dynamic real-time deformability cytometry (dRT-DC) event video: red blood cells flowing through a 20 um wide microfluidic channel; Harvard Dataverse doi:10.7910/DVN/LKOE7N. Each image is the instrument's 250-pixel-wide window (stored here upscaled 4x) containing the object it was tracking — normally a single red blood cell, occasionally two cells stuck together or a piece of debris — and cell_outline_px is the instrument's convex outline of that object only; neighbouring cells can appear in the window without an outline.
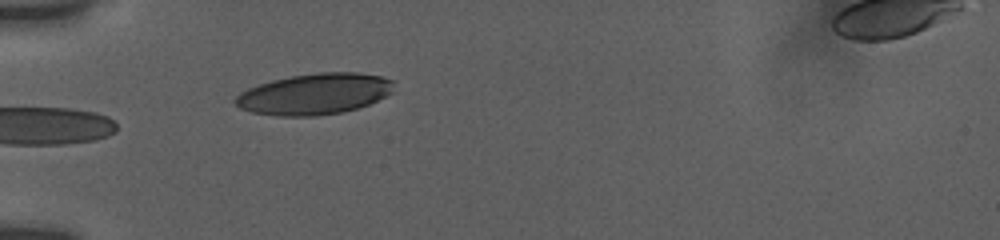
{"species": "human", "species_latin": "Homo sapiens", "temperature_condition": "room temperature", "stored_images_in_passage": 8, "camera_frame_rate_fps": 3000, "um_per_image_px": 0.085, "donor": {"sex": "female"}, "frame": {"image": 1, "passage_image": 4, "time_ms": 2.667, "image_size_px": [1000, 240], "cell_outline_px": [[396, 80], [392, 92], [368, 104], [356, 108], [340, 112], [316, 116], [280, 116], [252, 112], [240, 108], [232, 100], [240, 92], [248, 88], [272, 80], [292, 76], [316, 72], [360, 72], [380, 76]], "centroid_in_image_um": [26.74, 7.97], "position_along_channel_um": 58.3, "area_um2": 37.92}}
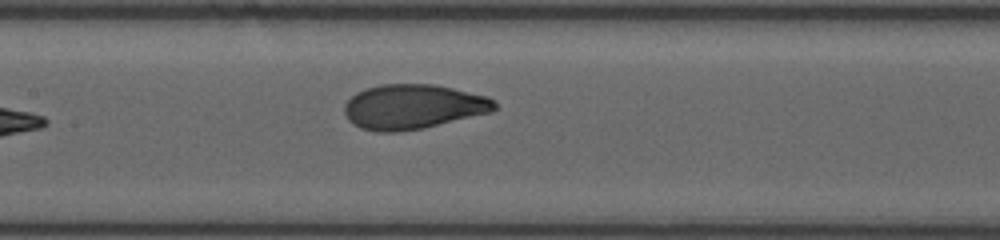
{"frame": {"image": 2, "passage_image": 8, "time_ms": 6.0, "image_size_px": [1000, 240], "cell_outline_px": [[496, 108], [492, 112], [424, 128], [396, 132], [376, 132], [360, 128], [352, 124], [348, 120], [344, 112], [344, 104], [356, 92], [364, 88], [380, 84], [436, 84], [488, 96], [496, 100]], "centroid_in_image_um": [35.1, 9.07], "position_along_channel_um": 172.3, "area_um2": 39.59}}